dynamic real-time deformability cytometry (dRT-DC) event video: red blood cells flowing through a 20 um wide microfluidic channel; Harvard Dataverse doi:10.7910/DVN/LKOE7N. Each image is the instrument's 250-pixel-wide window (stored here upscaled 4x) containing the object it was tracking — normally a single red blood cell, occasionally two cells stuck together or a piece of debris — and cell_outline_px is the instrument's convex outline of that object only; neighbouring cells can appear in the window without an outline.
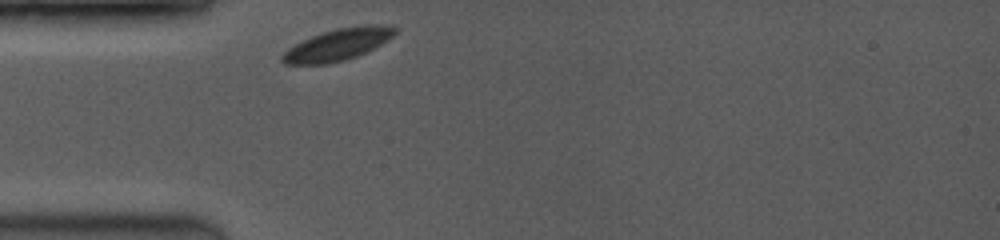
{"species": "common noctule bat (a hibernating species)", "species_latin": "Nyctalus noctula", "temperature_condition": "room temperature", "stored_images_in_passage": 34, "camera_frame_rate_fps": 3500, "um_per_image_px": 0.085, "animal": {"sex": "female", "body_mass_g": 19.0, "forearm_length_mm": 53.3}, "frame": {"image": 1, "passage_image": 1, "time_ms": 0.0, "image_size_px": [1000, 240], "cell_outline_px": [[396, 32], [388, 40], [356, 56], [344, 60], [328, 64], [284, 64], [280, 60], [280, 56], [288, 48], [312, 36], [336, 28], [396, 28]], "centroid_in_image_um": [28.54, 3.87], "position_along_channel_um": 56.5, "area_um2": 19.54}}
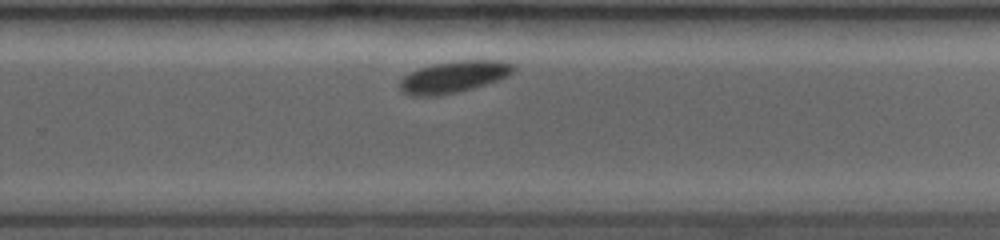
{"frame": {"image": 2, "passage_image": 23, "time_ms": 6.286, "image_size_px": [1000, 240], "cell_outline_px": [[516, 68], [508, 76], [500, 80], [460, 92], [440, 96], [408, 96], [400, 92], [400, 80], [404, 76], [420, 68], [432, 64], [456, 60], [500, 60], [516, 64]], "centroid_in_image_um": [38.59, 6.54], "position_along_channel_um": 291.2, "area_um2": 21.44}}
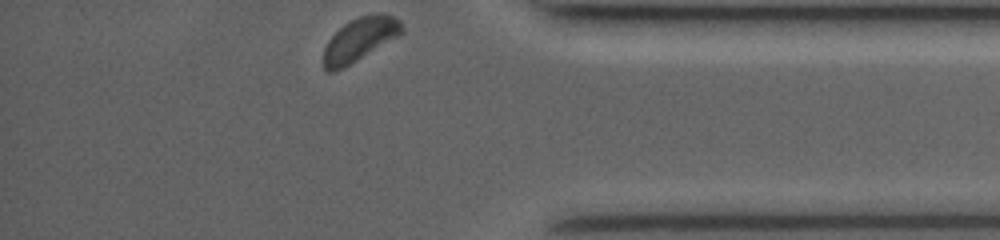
{"frame": {"image": 3, "passage_image": 34, "time_ms": 9.429, "image_size_px": [1000, 240], "cell_outline_px": [[404, 32], [400, 36], [344, 68], [332, 72], [328, 72], [324, 68], [324, 48], [328, 40], [344, 24], [360, 16], [372, 12], [376, 12], [392, 16], [400, 20], [404, 28]], "centroid_in_image_um": [30.62, 3.35], "position_along_channel_um": 404.6, "area_um2": 20.0}, "authors_computed_cell_mechanics": {"area_um2": 21.097, "velocity_mm_per_s": 3.828, "shape_relaxation_time_tau1_ms": 0.7258, "shape_relaxation_time_tau2_ms": null, "deformation_change_tau1": 0.0367, "deformation_change_tau2": null}}